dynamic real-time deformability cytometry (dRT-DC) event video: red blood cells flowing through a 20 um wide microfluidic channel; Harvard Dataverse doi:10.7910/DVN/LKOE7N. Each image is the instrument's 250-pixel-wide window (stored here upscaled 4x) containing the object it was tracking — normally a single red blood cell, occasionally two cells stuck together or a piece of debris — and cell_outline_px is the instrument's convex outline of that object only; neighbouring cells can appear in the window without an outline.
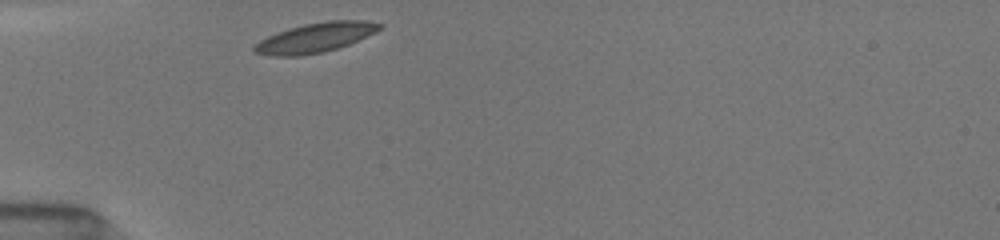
{"species": "common noctule bat (a hibernating species)", "species_latin": "Nyctalus noctula", "temperature_condition": "room temperature", "stored_images_in_passage": 29, "camera_frame_rate_fps": 3000, "um_per_image_px": 0.085, "animal": {"sex": "female", "body_mass_g": 19.5, "forearm_length_mm": 54.1}, "frame": {"image": 1, "passage_image": 1, "time_ms": 0.0, "image_size_px": [1000, 240], "cell_outline_px": [[384, 28], [376, 32], [348, 44], [324, 52], [300, 56], [272, 56], [252, 52], [252, 44], [276, 32], [288, 28], [304, 24], [328, 20], [364, 20], [384, 24]], "centroid_in_image_um": [26.78, 3.19], "position_along_channel_um": 58.2, "area_um2": 21.85}}
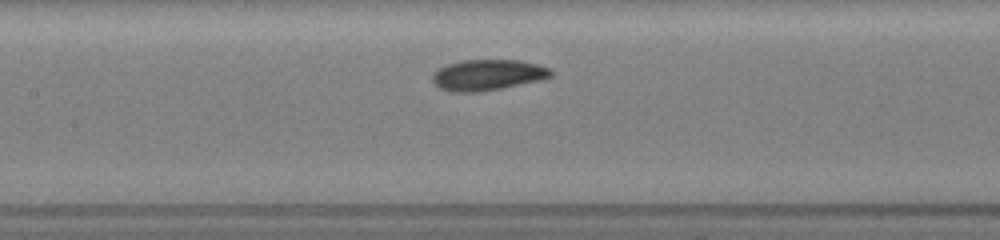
{"frame": {"image": 2, "passage_image": 10, "time_ms": 3.0, "image_size_px": [1000, 240], "cell_outline_px": [[552, 76], [540, 80], [500, 88], [476, 92], [452, 92], [440, 88], [432, 80], [432, 72], [436, 68], [460, 60], [520, 60], [552, 68]], "centroid_in_image_um": [41.42, 6.36], "position_along_channel_um": 166.0, "area_um2": 21.33}}
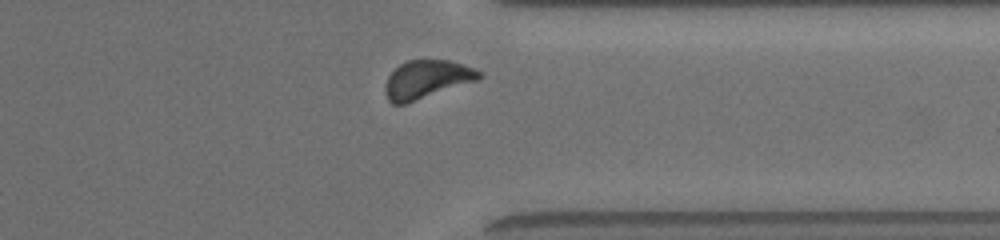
{"frame": {"image": 3, "passage_image": 26, "time_ms": 8.333, "image_size_px": [1000, 240], "cell_outline_px": [[484, 76], [480, 80], [404, 104], [392, 104], [388, 100], [384, 88], [388, 76], [400, 64], [408, 60], [448, 60], [464, 64], [484, 72]], "centroid_in_image_um": [36.33, 6.74], "position_along_channel_um": 375.1, "area_um2": 21.1}, "authors_computed_cell_mechanics": {"area_um2": 20.8658, "velocity_mm_per_s": 3.9419, "shape_relaxation_time_tau1_ms": 2.9573, "shape_relaxation_time_tau2_ms": 6.4009, "deformation_change_tau1": 0.0982, "deformation_change_tau2": 0.1086}}